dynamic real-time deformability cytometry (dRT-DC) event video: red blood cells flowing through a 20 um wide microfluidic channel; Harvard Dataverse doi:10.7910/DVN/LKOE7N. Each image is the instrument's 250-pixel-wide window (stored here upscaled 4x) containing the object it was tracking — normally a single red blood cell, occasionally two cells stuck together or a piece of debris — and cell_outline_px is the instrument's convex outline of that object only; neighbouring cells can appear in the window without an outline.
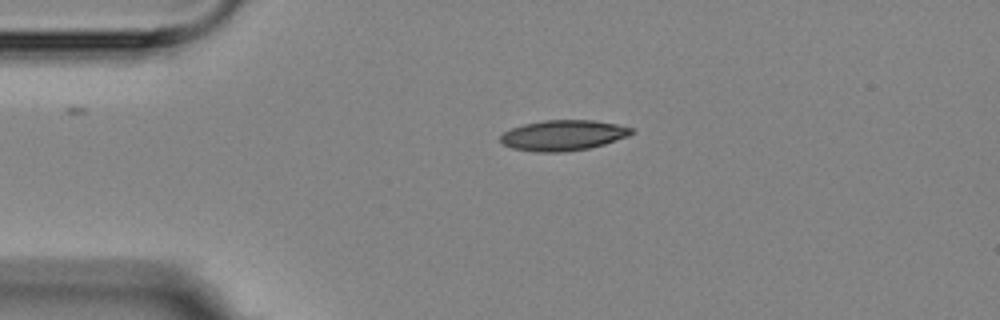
{"species": "Egyptian fruit bat (a non-hibernating species)", "species_latin": "Rousettus aegyptiacus", "temperature_condition": "room temperature", "stored_images_in_passage": 2, "camera_frame_rate_fps": 3000, "um_per_image_px": 0.085, "animal": {"sex": "female"}, "frame": {"image": 1, "passage_image": 1, "time_ms": 0.0, "image_size_px": [1000, 320], "cell_outline_px": [[636, 132], [628, 136], [604, 144], [588, 148], [564, 152], [536, 152], [512, 148], [504, 144], [500, 140], [500, 136], [504, 132], [512, 128], [524, 124], [544, 120], [592, 120], [616, 124], [632, 128]], "centroid_in_image_um": [47.87, 11.5], "position_along_channel_um": 37.1, "area_um2": 23.18}}